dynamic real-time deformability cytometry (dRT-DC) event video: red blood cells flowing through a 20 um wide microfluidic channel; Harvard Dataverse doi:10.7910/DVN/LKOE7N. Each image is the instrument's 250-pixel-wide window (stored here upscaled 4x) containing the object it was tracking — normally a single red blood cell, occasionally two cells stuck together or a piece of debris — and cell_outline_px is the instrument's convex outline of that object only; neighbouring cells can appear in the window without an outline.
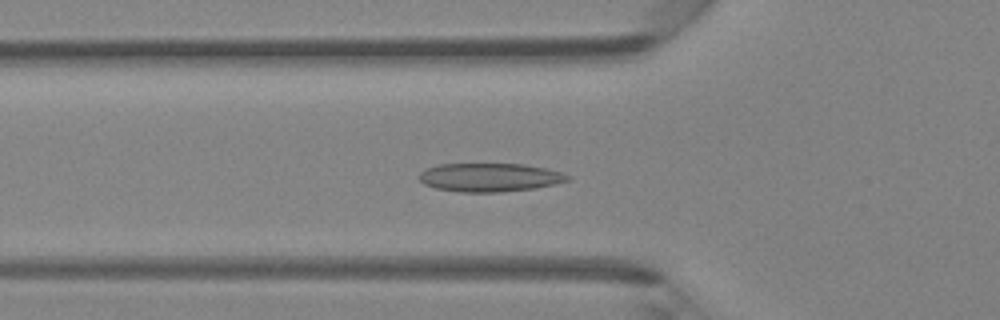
{"species": "Egyptian fruit bat (a non-hibernating species)", "species_latin": "Rousettus aegyptiacus", "temperature_condition": "room temperature", "stored_images_in_passage": 43, "camera_frame_rate_fps": 3000, "um_per_image_px": 0.085, "animal": {"sex": "female"}, "frame": {"image": 1, "passage_image": 12, "time_ms": 3.667, "image_size_px": [1000, 320], "cell_outline_px": [[572, 180], [556, 184], [536, 188], [500, 192], [460, 192], [436, 188], [424, 184], [416, 176], [424, 168], [440, 164], [524, 164], [544, 168], [560, 172], [572, 176]], "centroid_in_image_um": [41.62, 15.08], "position_along_channel_um": 84.2, "area_um2": 24.91}}
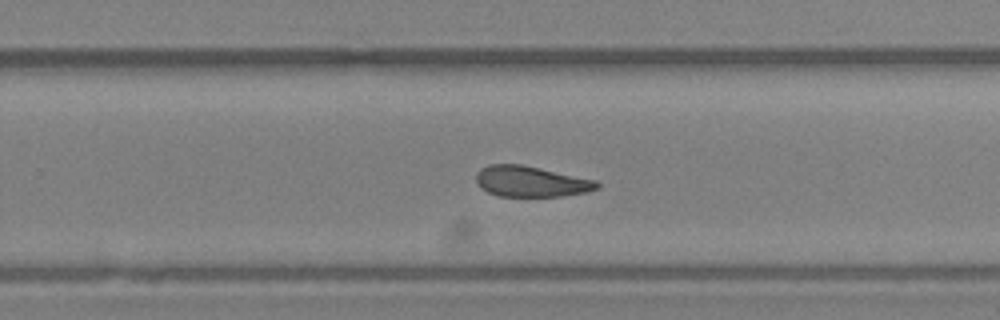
{"frame": {"image": 2, "passage_image": 26, "time_ms": 8.333, "image_size_px": [1000, 320], "cell_outline_px": [[600, 188], [588, 192], [560, 196], [500, 196], [488, 192], [480, 188], [476, 184], [476, 172], [480, 168], [488, 164], [524, 164], [596, 180], [600, 184]], "centroid_in_image_um": [45.12, 15.41], "position_along_channel_um": 284.7, "area_um2": 21.96}}
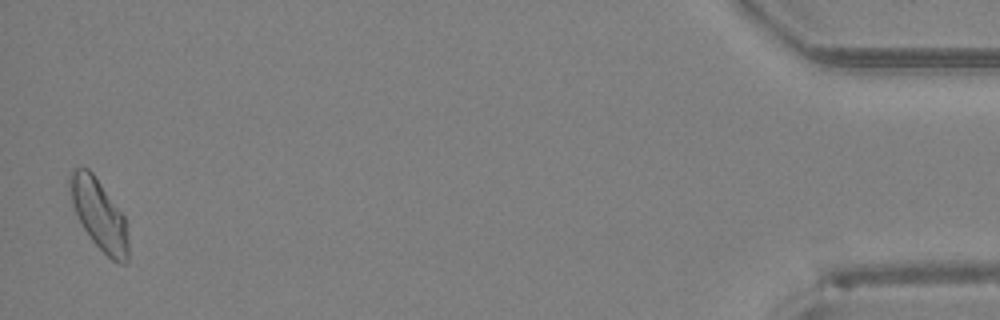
{"frame": {"image": 3, "passage_image": 42, "time_ms": 13.667, "image_size_px": [1000, 320], "cell_outline_px": [[128, 260], [124, 264], [120, 264], [112, 260], [92, 240], [84, 228], [72, 204], [68, 184], [68, 176], [72, 168], [88, 168], [92, 172], [124, 216], [128, 240]], "centroid_in_image_um": [8.4, 18.22], "position_along_channel_um": 426.8, "area_um2": 23.58}, "authors_computed_cell_mechanics": {"area_um2": 22.8888, "velocity_mm_per_s": 4.3027, "shape_relaxation_time_tau1_ms": 9.2437, "shape_relaxation_time_tau2_ms": 2.1945, "deformation_change_tau1": 0.2048, "deformation_change_tau2": 0.0796}}